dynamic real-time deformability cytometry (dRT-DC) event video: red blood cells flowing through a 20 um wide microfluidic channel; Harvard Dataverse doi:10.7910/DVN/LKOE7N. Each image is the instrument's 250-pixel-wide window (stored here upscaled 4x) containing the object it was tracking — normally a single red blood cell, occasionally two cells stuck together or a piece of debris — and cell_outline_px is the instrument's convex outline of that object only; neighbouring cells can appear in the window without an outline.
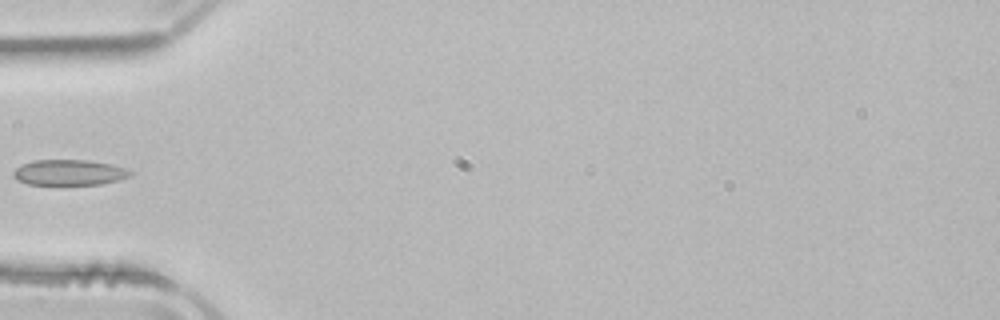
{"species": "common noctule bat (a hibernating species)", "species_latin": "Nyctalus noctula", "temperature_condition": "room temperature", "stored_images_in_passage": 35, "camera_frame_rate_fps": 3000, "um_per_image_px": 0.085, "animal": {"sex": "male", "body_mass_g": 21.5, "forearm_length_mm": 52.0}, "frame": {"image": 1, "passage_image": 1, "time_ms": 0.0, "image_size_px": [1000, 320], "cell_outline_px": [[132, 172], [128, 176], [116, 180], [100, 184], [28, 184], [16, 180], [12, 176], [12, 172], [16, 168], [32, 160], [88, 160], [112, 164], [124, 168]], "centroid_in_image_um": [5.82, 14.65], "position_along_channel_um": 79.2, "area_um2": 17.22}}
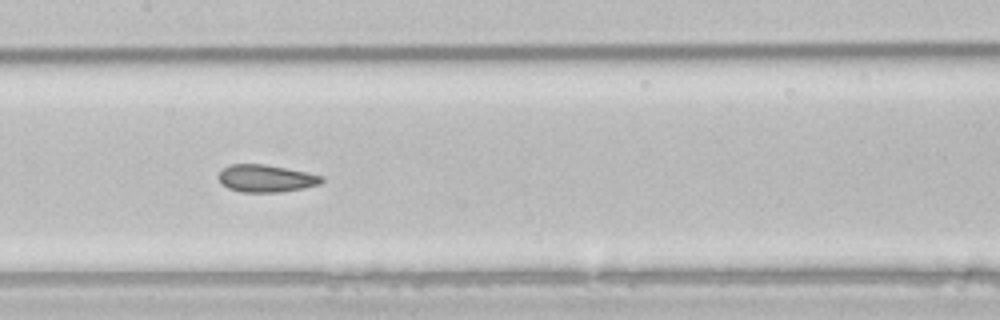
{"frame": {"image": 2, "passage_image": 9, "time_ms": 2.667, "image_size_px": [1000, 320], "cell_outline_px": [[324, 180], [320, 184], [304, 188], [280, 192], [240, 192], [228, 188], [216, 176], [224, 168], [232, 164], [264, 164], [324, 176]], "centroid_in_image_um": [22.61, 15.17], "position_along_channel_um": 184.8, "area_um2": 16.3}}
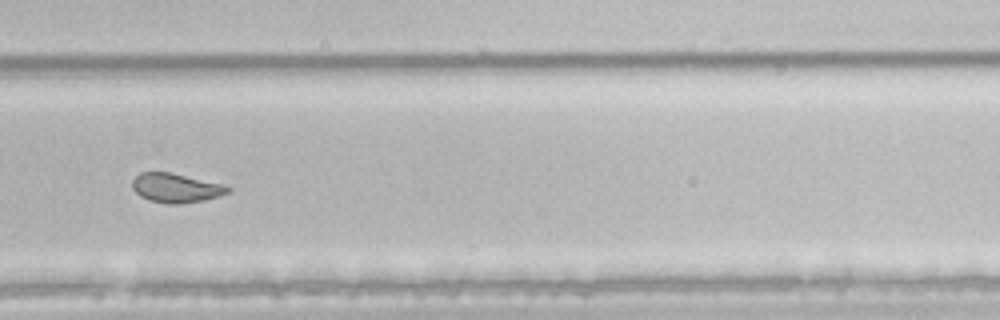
{"frame": {"image": 3, "passage_image": 19, "time_ms": 6.0, "image_size_px": [1000, 320], "cell_outline_px": [[232, 188], [228, 192], [220, 196], [204, 200], [176, 204], [172, 204], [148, 200], [140, 196], [132, 188], [132, 180], [140, 172], [168, 172], [224, 184]], "centroid_in_image_um": [14.95, 15.97], "position_along_channel_um": 314.8, "area_um2": 16.18}}